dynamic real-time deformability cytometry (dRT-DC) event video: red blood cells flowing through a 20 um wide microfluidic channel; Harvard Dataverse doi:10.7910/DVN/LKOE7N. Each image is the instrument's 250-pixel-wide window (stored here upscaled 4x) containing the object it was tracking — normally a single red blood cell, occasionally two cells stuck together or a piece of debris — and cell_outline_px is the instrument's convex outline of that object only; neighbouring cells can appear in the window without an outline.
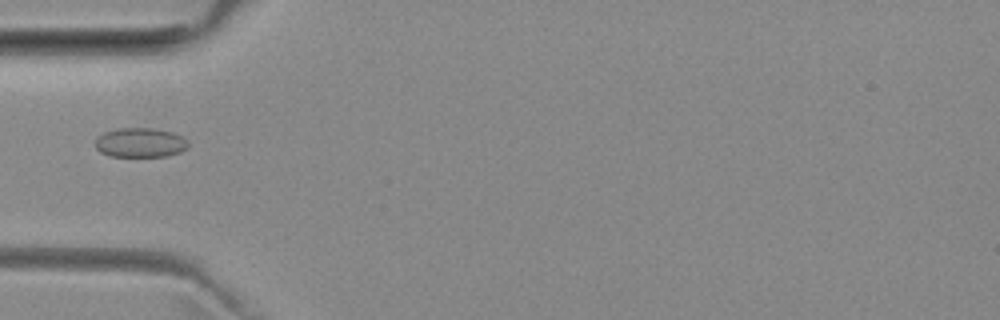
{"species": "common noctule bat (a hibernating species)", "species_latin": "Nyctalus noctula", "temperature_condition": "room temperature", "stored_images_in_passage": 36, "camera_frame_rate_fps": 3000, "um_per_image_px": 0.085, "animal": {"sex": "female", "body_mass_g": 29.2, "forearm_length_mm": 56.3}, "frame": {"image": 1, "passage_image": 1, "time_ms": 0.0, "image_size_px": [1000, 320], "cell_outline_px": [[188, 148], [180, 152], [168, 156], [112, 156], [100, 152], [96, 148], [96, 136], [104, 132], [116, 128], [152, 128], [172, 132], [184, 136], [188, 140]], "centroid_in_image_um": [11.94, 12.11], "position_along_channel_um": 73.1, "area_um2": 16.13}}
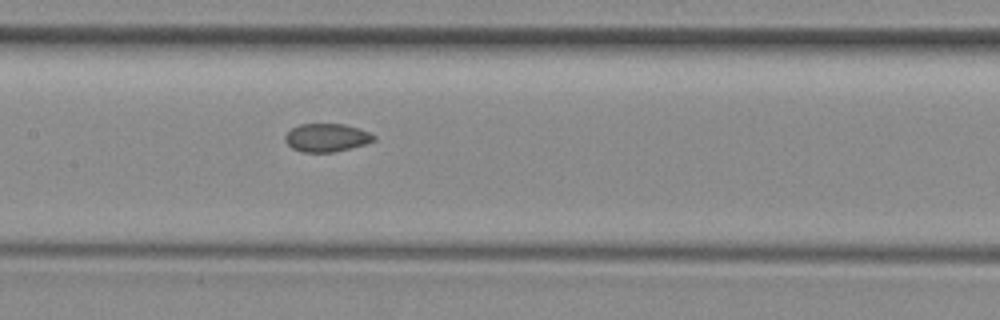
{"frame": {"image": 2, "passage_image": 9, "time_ms": 2.667, "image_size_px": [1000, 320], "cell_outline_px": [[376, 140], [364, 144], [332, 152], [304, 152], [292, 148], [284, 140], [284, 136], [292, 128], [300, 124], [344, 124], [360, 128], [376, 136]], "centroid_in_image_um": [27.76, 11.69], "position_along_channel_um": 179.6, "area_um2": 14.45}}
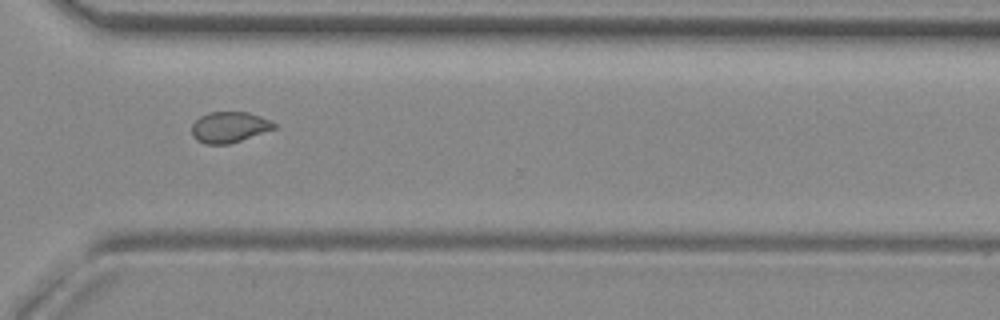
{"frame": {"image": 3, "passage_image": 22, "time_ms": 7.0, "image_size_px": [1000, 320], "cell_outline_px": [[276, 128], [228, 144], [204, 144], [196, 140], [192, 136], [192, 124], [200, 116], [208, 112], [248, 112], [260, 116], [276, 124]], "centroid_in_image_um": [19.45, 10.8], "position_along_channel_um": 351.2, "area_um2": 14.68}}